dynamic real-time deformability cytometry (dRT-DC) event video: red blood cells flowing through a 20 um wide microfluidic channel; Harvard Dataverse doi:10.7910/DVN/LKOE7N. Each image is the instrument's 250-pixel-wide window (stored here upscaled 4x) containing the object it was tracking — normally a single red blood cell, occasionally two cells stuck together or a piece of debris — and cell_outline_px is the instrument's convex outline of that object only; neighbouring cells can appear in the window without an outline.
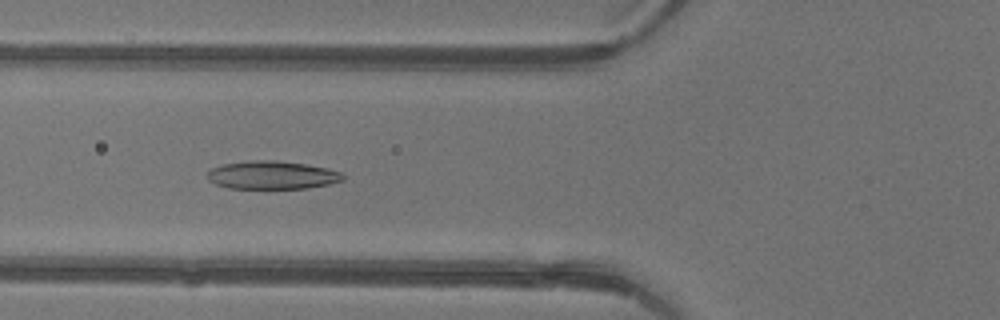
{"species": "common noctule bat (a hibernating species)", "species_latin": "Nyctalus noctula", "temperature_condition": "warm", "stored_images_in_passage": 48, "camera_frame_rate_fps": 3000, "um_per_image_px": 0.085, "animal": {"sex": "female"}, "frame": {"image": 1, "passage_image": 19, "time_ms": 6.0, "image_size_px": [1000, 320], "cell_outline_px": [[344, 180], [328, 184], [308, 188], [228, 188], [216, 184], [208, 180], [208, 172], [212, 168], [224, 164], [252, 160], [276, 160], [304, 164], [328, 168], [340, 172], [344, 176]], "centroid_in_image_um": [23.14, 14.88], "position_along_channel_um": 102.7, "area_um2": 22.08}}
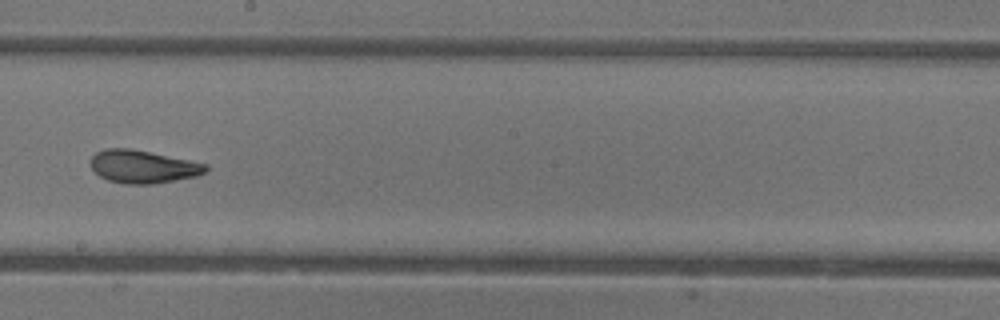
{"frame": {"image": 2, "passage_image": 28, "time_ms": 9.0, "image_size_px": [1000, 320], "cell_outline_px": [[208, 172], [196, 176], [152, 184], [124, 184], [108, 180], [100, 176], [88, 164], [92, 156], [96, 152], [108, 148], [128, 148], [208, 164]], "centroid_in_image_um": [12.13, 14.17], "position_along_channel_um": 236.1, "area_um2": 21.96}}
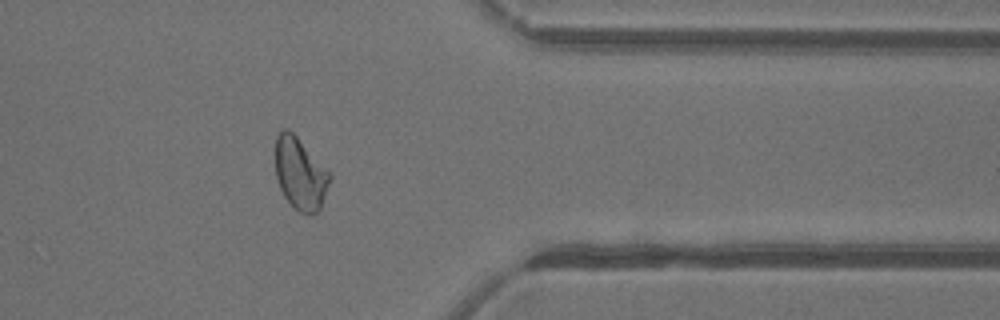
{"frame": {"image": 3, "passage_image": 39, "time_ms": 12.667, "image_size_px": [1000, 320], "cell_outline_px": [[332, 176], [320, 208], [316, 216], [312, 216], [300, 212], [292, 208], [284, 196], [280, 188], [276, 176], [276, 136], [284, 128], [288, 128], [332, 172]], "centroid_in_image_um": [25.55, 14.79], "position_along_channel_um": 385.9, "area_um2": 23.18}, "authors_computed_cell_mechanics": {"area_um2": 23.4957, "velocity_mm_per_s": 4.437, "shape_relaxation_time_tau1_ms": 8.4649, "shape_relaxation_time_tau2_ms": 1.2555, "deformation_change_tau1": 0.2418, "deformation_change_tau2": 0.0781}}